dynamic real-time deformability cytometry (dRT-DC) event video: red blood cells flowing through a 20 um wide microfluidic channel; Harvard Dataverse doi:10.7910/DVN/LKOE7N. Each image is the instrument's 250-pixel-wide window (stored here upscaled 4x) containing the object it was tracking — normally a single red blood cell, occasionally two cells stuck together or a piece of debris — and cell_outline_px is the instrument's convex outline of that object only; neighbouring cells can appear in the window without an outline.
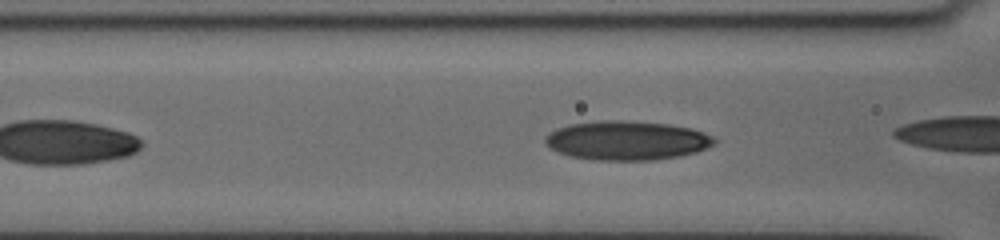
{"species": "human", "species_latin": "Homo sapiens", "temperature_condition": "cold", "stored_images_in_passage": 38, "camera_frame_rate_fps": 3000, "um_per_image_px": 0.085, "donor": {"sex": "female"}, "frame": {"image": 1, "passage_image": 7, "time_ms": 1.333, "image_size_px": [1000, 240], "cell_outline_px": [[716, 144], [708, 148], [696, 152], [680, 156], [656, 160], [592, 160], [568, 156], [544, 144], [544, 140], [556, 128], [568, 124], [600, 120], [620, 120], [668, 124], [692, 128], [704, 132], [712, 136], [716, 140]], "centroid_in_image_um": [53.31, 11.94], "position_along_channel_um": 113.3, "area_um2": 38.78}}